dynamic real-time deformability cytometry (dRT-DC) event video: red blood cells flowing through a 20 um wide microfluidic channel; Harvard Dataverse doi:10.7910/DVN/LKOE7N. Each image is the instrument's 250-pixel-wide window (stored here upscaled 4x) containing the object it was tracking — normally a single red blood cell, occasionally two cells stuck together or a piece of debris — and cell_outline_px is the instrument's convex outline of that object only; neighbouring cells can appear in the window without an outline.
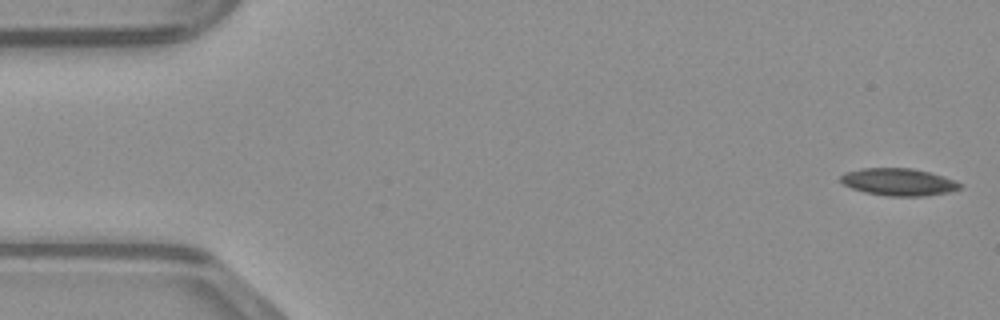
{"species": "common noctule bat (a hibernating species)", "species_latin": "Nyctalus noctula", "temperature_condition": "warm", "stored_images_in_passage": 49, "segment_of_instrument_passage": [1, 2], "camera_frame_rate_fps": 3000, "um_per_image_px": 0.085, "animal": {"sex": "male", "body_mass_g": 23.1, "forearm_length_mm": 52.7}, "frame": {"image": 1, "passage_image": 1, "time_ms": 0.0, "image_size_px": [1000, 320], "cell_outline_px": [[960, 188], [948, 192], [920, 196], [892, 196], [868, 192], [852, 188], [844, 184], [840, 180], [840, 176], [848, 172], [864, 168], [908, 168], [928, 172], [952, 180], [960, 184]], "centroid_in_image_um": [76.35, 15.46], "position_along_channel_um": 8.7, "area_um2": 18.26}}
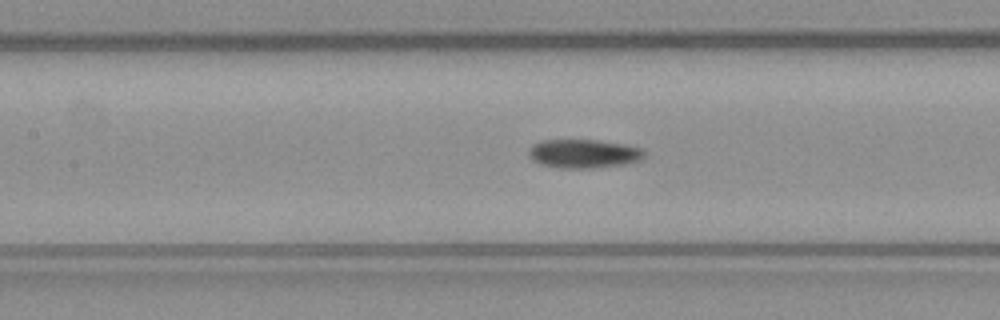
{"frame": {"image": 2, "passage_image": 21, "time_ms": 6.667, "image_size_px": [1000, 320], "cell_outline_px": [[644, 156], [640, 160], [624, 164], [592, 168], [556, 168], [540, 164], [532, 160], [528, 152], [532, 144], [540, 140], [600, 140], [624, 144], [640, 148], [644, 152]], "centroid_in_image_um": [49.57, 13.06], "position_along_channel_um": 157.8, "area_um2": 19.42}}
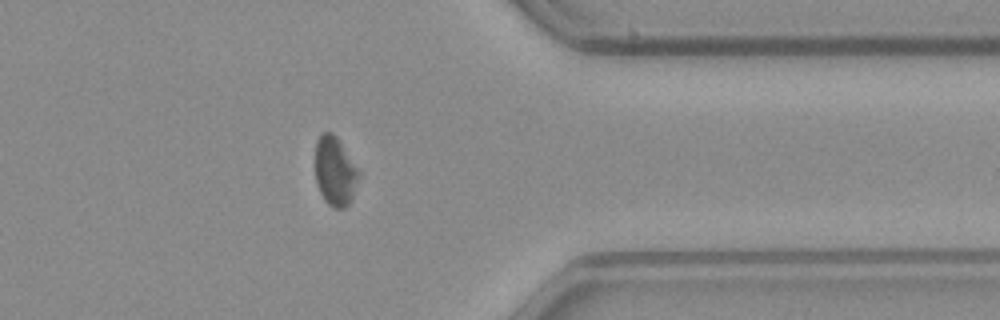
{"frame": {"image": 3, "passage_image": 38, "time_ms": 12.333, "image_size_px": [1000, 320], "cell_outline_px": [[360, 172], [352, 196], [348, 204], [344, 208], [336, 208], [328, 204], [324, 200], [316, 184], [316, 140], [320, 132], [332, 132], [336, 136]], "centroid_in_image_um": [28.45, 14.54], "position_along_channel_um": 383.0, "area_um2": 17.28}}